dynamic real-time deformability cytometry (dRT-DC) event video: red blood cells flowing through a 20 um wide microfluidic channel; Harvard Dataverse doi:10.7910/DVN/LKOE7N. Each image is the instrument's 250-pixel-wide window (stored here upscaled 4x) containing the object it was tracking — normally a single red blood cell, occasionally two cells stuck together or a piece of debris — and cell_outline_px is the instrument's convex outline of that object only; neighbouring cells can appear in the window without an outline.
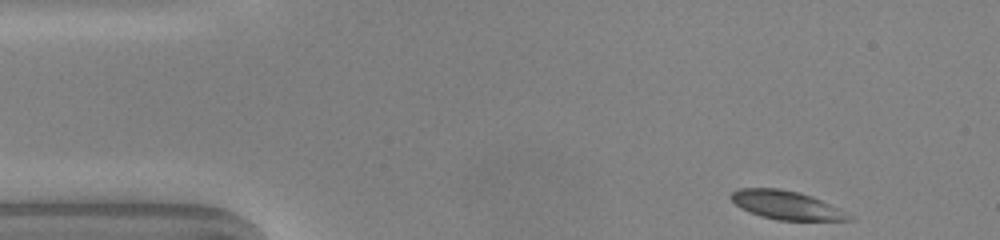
{"species": "common noctule bat (a hibernating species)", "species_latin": "Nyctalus noctula", "temperature_condition": "warm", "stored_images_in_passage": 46, "camera_frame_rate_fps": 3000, "um_per_image_px": 0.085, "animal": {"sex": "male", "body_mass_g": 20.0, "forearm_length_mm": 53.3}, "frame": {"image": 1, "passage_image": 1, "time_ms": 0.0, "image_size_px": [1000, 240], "cell_outline_px": [[856, 220], [776, 220], [760, 216], [740, 208], [728, 196], [736, 188], [780, 188], [800, 192], [812, 196], [840, 208], [856, 216]], "centroid_in_image_um": [66.88, 17.43], "position_along_channel_um": 18.1, "area_um2": 20.0}}
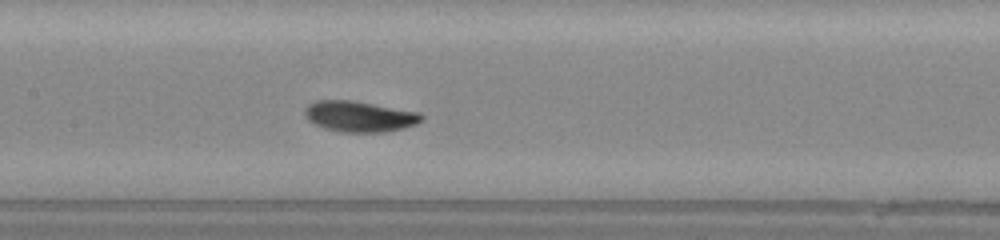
{"frame": {"image": 2, "passage_image": 19, "time_ms": 6.0, "image_size_px": [1000, 240], "cell_outline_px": [[424, 120], [416, 124], [404, 128], [384, 132], [344, 132], [324, 128], [308, 120], [304, 116], [304, 108], [308, 104], [316, 100], [348, 100], [420, 112], [424, 116]], "centroid_in_image_um": [30.55, 9.9], "position_along_channel_um": 176.8, "area_um2": 20.92}}
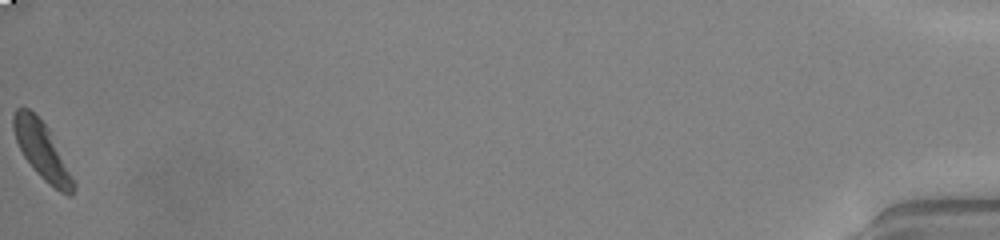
{"frame": {"image": 3, "passage_image": 46, "time_ms": 15.0, "image_size_px": [1000, 240], "cell_outline_px": [[76, 188], [72, 196], [68, 196], [60, 192], [48, 184], [36, 172], [24, 156], [16, 140], [12, 128], [12, 116], [16, 108], [28, 108], [48, 128], [76, 184]], "centroid_in_image_um": [3.57, 12.84], "position_along_channel_um": 431.6, "area_um2": 19.59}, "authors_computed_cell_mechanics": {"area_um2": 20.23, "velocity_mm_per_s": 4.0278, "shape_relaxation_time_tau1_ms": 5.0118, "shape_relaxation_time_tau2_ms": 3.0168, "deformation_change_tau1": 0.2221, "deformation_change_tau2": 0.0854}}